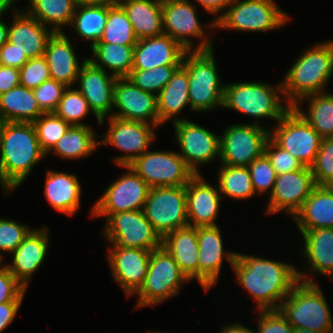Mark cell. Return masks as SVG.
<instances>
[{
  "label": "cell",
  "instance_id": "6da1fadb",
  "mask_svg": "<svg viewBox=\"0 0 333 333\" xmlns=\"http://www.w3.org/2000/svg\"><path fill=\"white\" fill-rule=\"evenodd\" d=\"M295 264L255 255L236 254L232 270L261 310H278L284 298L299 281Z\"/></svg>",
  "mask_w": 333,
  "mask_h": 333
},
{
  "label": "cell",
  "instance_id": "7a4b0ae2",
  "mask_svg": "<svg viewBox=\"0 0 333 333\" xmlns=\"http://www.w3.org/2000/svg\"><path fill=\"white\" fill-rule=\"evenodd\" d=\"M35 127L29 122H3L0 128V186L5 194L20 187L42 159Z\"/></svg>",
  "mask_w": 333,
  "mask_h": 333
},
{
  "label": "cell",
  "instance_id": "3957f363",
  "mask_svg": "<svg viewBox=\"0 0 333 333\" xmlns=\"http://www.w3.org/2000/svg\"><path fill=\"white\" fill-rule=\"evenodd\" d=\"M300 55L282 79L284 100L291 107L305 96L327 90L333 76V40L314 44Z\"/></svg>",
  "mask_w": 333,
  "mask_h": 333
},
{
  "label": "cell",
  "instance_id": "277c9868",
  "mask_svg": "<svg viewBox=\"0 0 333 333\" xmlns=\"http://www.w3.org/2000/svg\"><path fill=\"white\" fill-rule=\"evenodd\" d=\"M282 97V81L276 85L261 81L227 83L222 107L253 117L254 124L268 128L260 121L269 118L278 122L291 108L289 104H283Z\"/></svg>",
  "mask_w": 333,
  "mask_h": 333
},
{
  "label": "cell",
  "instance_id": "5b68a950",
  "mask_svg": "<svg viewBox=\"0 0 333 333\" xmlns=\"http://www.w3.org/2000/svg\"><path fill=\"white\" fill-rule=\"evenodd\" d=\"M214 48L186 51L182 66L189 77L188 98L191 111L210 112L222 108L225 84L221 83Z\"/></svg>",
  "mask_w": 333,
  "mask_h": 333
},
{
  "label": "cell",
  "instance_id": "8992f818",
  "mask_svg": "<svg viewBox=\"0 0 333 333\" xmlns=\"http://www.w3.org/2000/svg\"><path fill=\"white\" fill-rule=\"evenodd\" d=\"M327 302L319 285L299 280L279 310L293 328L333 333V317Z\"/></svg>",
  "mask_w": 333,
  "mask_h": 333
},
{
  "label": "cell",
  "instance_id": "52a82bcc",
  "mask_svg": "<svg viewBox=\"0 0 333 333\" xmlns=\"http://www.w3.org/2000/svg\"><path fill=\"white\" fill-rule=\"evenodd\" d=\"M227 8L215 22L216 29L266 33L290 20L274 0H233Z\"/></svg>",
  "mask_w": 333,
  "mask_h": 333
},
{
  "label": "cell",
  "instance_id": "ba28073f",
  "mask_svg": "<svg viewBox=\"0 0 333 333\" xmlns=\"http://www.w3.org/2000/svg\"><path fill=\"white\" fill-rule=\"evenodd\" d=\"M185 282L190 281L162 246L152 250L144 282L134 294L138 296L135 308L158 305L177 296Z\"/></svg>",
  "mask_w": 333,
  "mask_h": 333
},
{
  "label": "cell",
  "instance_id": "9c48e42d",
  "mask_svg": "<svg viewBox=\"0 0 333 333\" xmlns=\"http://www.w3.org/2000/svg\"><path fill=\"white\" fill-rule=\"evenodd\" d=\"M93 216L105 217L106 222L101 237L104 236L109 244L150 251L161 247L162 238L146 219L142 210L92 214Z\"/></svg>",
  "mask_w": 333,
  "mask_h": 333
},
{
  "label": "cell",
  "instance_id": "30bf717a",
  "mask_svg": "<svg viewBox=\"0 0 333 333\" xmlns=\"http://www.w3.org/2000/svg\"><path fill=\"white\" fill-rule=\"evenodd\" d=\"M107 119L108 131L106 130V134L102 136L99 135L101 138L99 143L104 146L112 145L120 152L126 153L113 158V163L119 167L129 166L139 156L147 152L156 140L154 129L157 127L152 124L110 116L102 119L99 125H104Z\"/></svg>",
  "mask_w": 333,
  "mask_h": 333
},
{
  "label": "cell",
  "instance_id": "8fae6325",
  "mask_svg": "<svg viewBox=\"0 0 333 333\" xmlns=\"http://www.w3.org/2000/svg\"><path fill=\"white\" fill-rule=\"evenodd\" d=\"M196 7L189 0H162L163 32L186 51L213 49V41L200 23ZM192 38H199V42L196 44Z\"/></svg>",
  "mask_w": 333,
  "mask_h": 333
},
{
  "label": "cell",
  "instance_id": "7c38bea8",
  "mask_svg": "<svg viewBox=\"0 0 333 333\" xmlns=\"http://www.w3.org/2000/svg\"><path fill=\"white\" fill-rule=\"evenodd\" d=\"M275 126L269 130L270 138L303 166L311 167L323 139L318 132L293 107Z\"/></svg>",
  "mask_w": 333,
  "mask_h": 333
},
{
  "label": "cell",
  "instance_id": "4fadbf2b",
  "mask_svg": "<svg viewBox=\"0 0 333 333\" xmlns=\"http://www.w3.org/2000/svg\"><path fill=\"white\" fill-rule=\"evenodd\" d=\"M269 130L252 121L228 125L220 134V164L247 167L264 154Z\"/></svg>",
  "mask_w": 333,
  "mask_h": 333
},
{
  "label": "cell",
  "instance_id": "5bb4252c",
  "mask_svg": "<svg viewBox=\"0 0 333 333\" xmlns=\"http://www.w3.org/2000/svg\"><path fill=\"white\" fill-rule=\"evenodd\" d=\"M142 211L161 238L188 226L185 186L150 188Z\"/></svg>",
  "mask_w": 333,
  "mask_h": 333
},
{
  "label": "cell",
  "instance_id": "9a60e30c",
  "mask_svg": "<svg viewBox=\"0 0 333 333\" xmlns=\"http://www.w3.org/2000/svg\"><path fill=\"white\" fill-rule=\"evenodd\" d=\"M150 188L186 186L195 176L178 152L151 151L129 165Z\"/></svg>",
  "mask_w": 333,
  "mask_h": 333
},
{
  "label": "cell",
  "instance_id": "2e32d148",
  "mask_svg": "<svg viewBox=\"0 0 333 333\" xmlns=\"http://www.w3.org/2000/svg\"><path fill=\"white\" fill-rule=\"evenodd\" d=\"M121 168L126 169L125 174L106 187L103 195L94 202L91 215L143 209L150 187L130 166Z\"/></svg>",
  "mask_w": 333,
  "mask_h": 333
},
{
  "label": "cell",
  "instance_id": "e0dca14e",
  "mask_svg": "<svg viewBox=\"0 0 333 333\" xmlns=\"http://www.w3.org/2000/svg\"><path fill=\"white\" fill-rule=\"evenodd\" d=\"M173 126L175 143H178L181 151L178 153L195 175L201 174L200 165L210 164L216 157L220 160L219 135L187 118L173 123Z\"/></svg>",
  "mask_w": 333,
  "mask_h": 333
},
{
  "label": "cell",
  "instance_id": "ac0fdd59",
  "mask_svg": "<svg viewBox=\"0 0 333 333\" xmlns=\"http://www.w3.org/2000/svg\"><path fill=\"white\" fill-rule=\"evenodd\" d=\"M316 186L311 167L276 175L265 213H286L292 219Z\"/></svg>",
  "mask_w": 333,
  "mask_h": 333
},
{
  "label": "cell",
  "instance_id": "d6986e66",
  "mask_svg": "<svg viewBox=\"0 0 333 333\" xmlns=\"http://www.w3.org/2000/svg\"><path fill=\"white\" fill-rule=\"evenodd\" d=\"M112 116L144 122L159 128L157 96L134 85L127 77L114 83Z\"/></svg>",
  "mask_w": 333,
  "mask_h": 333
},
{
  "label": "cell",
  "instance_id": "ffe728a7",
  "mask_svg": "<svg viewBox=\"0 0 333 333\" xmlns=\"http://www.w3.org/2000/svg\"><path fill=\"white\" fill-rule=\"evenodd\" d=\"M221 233L219 225L197 227L198 283L205 292L218 285L223 260L232 267L236 258L237 252L224 249Z\"/></svg>",
  "mask_w": 333,
  "mask_h": 333
},
{
  "label": "cell",
  "instance_id": "44dd1931",
  "mask_svg": "<svg viewBox=\"0 0 333 333\" xmlns=\"http://www.w3.org/2000/svg\"><path fill=\"white\" fill-rule=\"evenodd\" d=\"M107 256L114 281L126 297L134 295L144 282L151 251L109 244Z\"/></svg>",
  "mask_w": 333,
  "mask_h": 333
},
{
  "label": "cell",
  "instance_id": "7402d4cb",
  "mask_svg": "<svg viewBox=\"0 0 333 333\" xmlns=\"http://www.w3.org/2000/svg\"><path fill=\"white\" fill-rule=\"evenodd\" d=\"M117 77L95 67L89 60L81 66L75 84L77 90L88 102L89 108L100 123L112 116L114 83ZM79 87V88H78Z\"/></svg>",
  "mask_w": 333,
  "mask_h": 333
},
{
  "label": "cell",
  "instance_id": "603a6c76",
  "mask_svg": "<svg viewBox=\"0 0 333 333\" xmlns=\"http://www.w3.org/2000/svg\"><path fill=\"white\" fill-rule=\"evenodd\" d=\"M299 233L304 240L303 252L300 253L306 257L305 260L307 259L306 263L309 266L305 267L307 271L297 269L298 279L315 283L312 276L320 273L333 280V228L299 230Z\"/></svg>",
  "mask_w": 333,
  "mask_h": 333
},
{
  "label": "cell",
  "instance_id": "cb8c5ba5",
  "mask_svg": "<svg viewBox=\"0 0 333 333\" xmlns=\"http://www.w3.org/2000/svg\"><path fill=\"white\" fill-rule=\"evenodd\" d=\"M49 227L40 226L34 228L22 241V243L11 253L10 264L5 261V267L14 277L27 289L33 274L43 264L49 250Z\"/></svg>",
  "mask_w": 333,
  "mask_h": 333
},
{
  "label": "cell",
  "instance_id": "d4e9b609",
  "mask_svg": "<svg viewBox=\"0 0 333 333\" xmlns=\"http://www.w3.org/2000/svg\"><path fill=\"white\" fill-rule=\"evenodd\" d=\"M201 175H195L185 186L188 225L217 226L223 195L218 185L209 184Z\"/></svg>",
  "mask_w": 333,
  "mask_h": 333
},
{
  "label": "cell",
  "instance_id": "484cf974",
  "mask_svg": "<svg viewBox=\"0 0 333 333\" xmlns=\"http://www.w3.org/2000/svg\"><path fill=\"white\" fill-rule=\"evenodd\" d=\"M11 9L13 19L12 23L8 24V42L25 53L29 59L44 56L47 42L54 31L24 12V9Z\"/></svg>",
  "mask_w": 333,
  "mask_h": 333
},
{
  "label": "cell",
  "instance_id": "4316f807",
  "mask_svg": "<svg viewBox=\"0 0 333 333\" xmlns=\"http://www.w3.org/2000/svg\"><path fill=\"white\" fill-rule=\"evenodd\" d=\"M74 49L73 43L64 31L54 32L44 53L51 79L66 87L75 85L79 70L88 58L86 56L80 62Z\"/></svg>",
  "mask_w": 333,
  "mask_h": 333
},
{
  "label": "cell",
  "instance_id": "83f0119b",
  "mask_svg": "<svg viewBox=\"0 0 333 333\" xmlns=\"http://www.w3.org/2000/svg\"><path fill=\"white\" fill-rule=\"evenodd\" d=\"M186 50L169 35L142 38L134 46L132 70L181 65Z\"/></svg>",
  "mask_w": 333,
  "mask_h": 333
},
{
  "label": "cell",
  "instance_id": "f1b7e54d",
  "mask_svg": "<svg viewBox=\"0 0 333 333\" xmlns=\"http://www.w3.org/2000/svg\"><path fill=\"white\" fill-rule=\"evenodd\" d=\"M44 186V196L54 210L74 216L80 209L82 187L73 173L47 170Z\"/></svg>",
  "mask_w": 333,
  "mask_h": 333
},
{
  "label": "cell",
  "instance_id": "f546056e",
  "mask_svg": "<svg viewBox=\"0 0 333 333\" xmlns=\"http://www.w3.org/2000/svg\"><path fill=\"white\" fill-rule=\"evenodd\" d=\"M161 246L174 258L189 281L198 282L197 227L185 226L162 237Z\"/></svg>",
  "mask_w": 333,
  "mask_h": 333
},
{
  "label": "cell",
  "instance_id": "4dcf8cb0",
  "mask_svg": "<svg viewBox=\"0 0 333 333\" xmlns=\"http://www.w3.org/2000/svg\"><path fill=\"white\" fill-rule=\"evenodd\" d=\"M292 220L298 230L333 228V186L317 185Z\"/></svg>",
  "mask_w": 333,
  "mask_h": 333
},
{
  "label": "cell",
  "instance_id": "1f68e13d",
  "mask_svg": "<svg viewBox=\"0 0 333 333\" xmlns=\"http://www.w3.org/2000/svg\"><path fill=\"white\" fill-rule=\"evenodd\" d=\"M188 84L187 70L180 65L157 95L158 117L161 126L168 121L175 123L179 120H184V118L176 116H179L184 108L190 105Z\"/></svg>",
  "mask_w": 333,
  "mask_h": 333
},
{
  "label": "cell",
  "instance_id": "d6a6232c",
  "mask_svg": "<svg viewBox=\"0 0 333 333\" xmlns=\"http://www.w3.org/2000/svg\"><path fill=\"white\" fill-rule=\"evenodd\" d=\"M121 6L138 40L164 34L162 0H125Z\"/></svg>",
  "mask_w": 333,
  "mask_h": 333
},
{
  "label": "cell",
  "instance_id": "836d02e7",
  "mask_svg": "<svg viewBox=\"0 0 333 333\" xmlns=\"http://www.w3.org/2000/svg\"><path fill=\"white\" fill-rule=\"evenodd\" d=\"M42 114L32 89L19 84L0 95V117L3 122L33 123Z\"/></svg>",
  "mask_w": 333,
  "mask_h": 333
},
{
  "label": "cell",
  "instance_id": "e575fe53",
  "mask_svg": "<svg viewBox=\"0 0 333 333\" xmlns=\"http://www.w3.org/2000/svg\"><path fill=\"white\" fill-rule=\"evenodd\" d=\"M97 138H100L99 135L97 136L90 125H72L49 153L61 157L65 161L67 159L80 160L95 152L100 145Z\"/></svg>",
  "mask_w": 333,
  "mask_h": 333
},
{
  "label": "cell",
  "instance_id": "d590c367",
  "mask_svg": "<svg viewBox=\"0 0 333 333\" xmlns=\"http://www.w3.org/2000/svg\"><path fill=\"white\" fill-rule=\"evenodd\" d=\"M135 45H122L114 43H96L92 48L89 60L95 67L101 68L117 78L129 75L133 68V55Z\"/></svg>",
  "mask_w": 333,
  "mask_h": 333
},
{
  "label": "cell",
  "instance_id": "8d00e7d4",
  "mask_svg": "<svg viewBox=\"0 0 333 333\" xmlns=\"http://www.w3.org/2000/svg\"><path fill=\"white\" fill-rule=\"evenodd\" d=\"M28 2L29 6L27 5V10L24 11L54 32H63L65 26H70L77 6L76 0H28Z\"/></svg>",
  "mask_w": 333,
  "mask_h": 333
},
{
  "label": "cell",
  "instance_id": "74e56055",
  "mask_svg": "<svg viewBox=\"0 0 333 333\" xmlns=\"http://www.w3.org/2000/svg\"><path fill=\"white\" fill-rule=\"evenodd\" d=\"M305 100L308 102L307 111L300 109ZM293 108L322 138L333 137V93L310 94L300 99Z\"/></svg>",
  "mask_w": 333,
  "mask_h": 333
},
{
  "label": "cell",
  "instance_id": "f35d334b",
  "mask_svg": "<svg viewBox=\"0 0 333 333\" xmlns=\"http://www.w3.org/2000/svg\"><path fill=\"white\" fill-rule=\"evenodd\" d=\"M108 18V5L77 4L70 28L77 36L90 43V49L99 42Z\"/></svg>",
  "mask_w": 333,
  "mask_h": 333
},
{
  "label": "cell",
  "instance_id": "ab89813d",
  "mask_svg": "<svg viewBox=\"0 0 333 333\" xmlns=\"http://www.w3.org/2000/svg\"><path fill=\"white\" fill-rule=\"evenodd\" d=\"M221 195L231 200H245L255 194L248 167L221 165L217 175Z\"/></svg>",
  "mask_w": 333,
  "mask_h": 333
},
{
  "label": "cell",
  "instance_id": "60d3db41",
  "mask_svg": "<svg viewBox=\"0 0 333 333\" xmlns=\"http://www.w3.org/2000/svg\"><path fill=\"white\" fill-rule=\"evenodd\" d=\"M137 37L121 5H108V18L103 35L97 43L136 45Z\"/></svg>",
  "mask_w": 333,
  "mask_h": 333
},
{
  "label": "cell",
  "instance_id": "b9f144b4",
  "mask_svg": "<svg viewBox=\"0 0 333 333\" xmlns=\"http://www.w3.org/2000/svg\"><path fill=\"white\" fill-rule=\"evenodd\" d=\"M73 88L67 87L64 90L62 98L53 113L71 126H86L87 124L81 121L92 111L83 95L76 88Z\"/></svg>",
  "mask_w": 333,
  "mask_h": 333
},
{
  "label": "cell",
  "instance_id": "7bdbcfd3",
  "mask_svg": "<svg viewBox=\"0 0 333 333\" xmlns=\"http://www.w3.org/2000/svg\"><path fill=\"white\" fill-rule=\"evenodd\" d=\"M42 151L49 155L58 140L70 128V124L54 113H43L33 122Z\"/></svg>",
  "mask_w": 333,
  "mask_h": 333
},
{
  "label": "cell",
  "instance_id": "ee69618b",
  "mask_svg": "<svg viewBox=\"0 0 333 333\" xmlns=\"http://www.w3.org/2000/svg\"><path fill=\"white\" fill-rule=\"evenodd\" d=\"M180 65H164L147 70H132L127 78L138 88L158 95Z\"/></svg>",
  "mask_w": 333,
  "mask_h": 333
},
{
  "label": "cell",
  "instance_id": "f6af8a7d",
  "mask_svg": "<svg viewBox=\"0 0 333 333\" xmlns=\"http://www.w3.org/2000/svg\"><path fill=\"white\" fill-rule=\"evenodd\" d=\"M250 171L252 185L257 195L271 194L276 180V172L269 158L263 154L253 160L248 166Z\"/></svg>",
  "mask_w": 333,
  "mask_h": 333
},
{
  "label": "cell",
  "instance_id": "bcb514c9",
  "mask_svg": "<svg viewBox=\"0 0 333 333\" xmlns=\"http://www.w3.org/2000/svg\"><path fill=\"white\" fill-rule=\"evenodd\" d=\"M311 170L319 186H333V137L323 138Z\"/></svg>",
  "mask_w": 333,
  "mask_h": 333
},
{
  "label": "cell",
  "instance_id": "7dc6e473",
  "mask_svg": "<svg viewBox=\"0 0 333 333\" xmlns=\"http://www.w3.org/2000/svg\"><path fill=\"white\" fill-rule=\"evenodd\" d=\"M34 228L16 220L0 218V255L11 254Z\"/></svg>",
  "mask_w": 333,
  "mask_h": 333
},
{
  "label": "cell",
  "instance_id": "c3c4849f",
  "mask_svg": "<svg viewBox=\"0 0 333 333\" xmlns=\"http://www.w3.org/2000/svg\"><path fill=\"white\" fill-rule=\"evenodd\" d=\"M20 85L36 89L43 82L50 80V72L44 56L29 59L19 69Z\"/></svg>",
  "mask_w": 333,
  "mask_h": 333
},
{
  "label": "cell",
  "instance_id": "681fc988",
  "mask_svg": "<svg viewBox=\"0 0 333 333\" xmlns=\"http://www.w3.org/2000/svg\"><path fill=\"white\" fill-rule=\"evenodd\" d=\"M67 87L54 79L43 82L33 90L34 96L43 113H53Z\"/></svg>",
  "mask_w": 333,
  "mask_h": 333
},
{
  "label": "cell",
  "instance_id": "f907efd6",
  "mask_svg": "<svg viewBox=\"0 0 333 333\" xmlns=\"http://www.w3.org/2000/svg\"><path fill=\"white\" fill-rule=\"evenodd\" d=\"M264 154L269 158L277 175L304 167L298 159L279 147L271 138L266 143Z\"/></svg>",
  "mask_w": 333,
  "mask_h": 333
},
{
  "label": "cell",
  "instance_id": "816d5d0a",
  "mask_svg": "<svg viewBox=\"0 0 333 333\" xmlns=\"http://www.w3.org/2000/svg\"><path fill=\"white\" fill-rule=\"evenodd\" d=\"M257 330L253 333H293V327L288 323L286 317L280 310H261Z\"/></svg>",
  "mask_w": 333,
  "mask_h": 333
},
{
  "label": "cell",
  "instance_id": "f5cc1de1",
  "mask_svg": "<svg viewBox=\"0 0 333 333\" xmlns=\"http://www.w3.org/2000/svg\"><path fill=\"white\" fill-rule=\"evenodd\" d=\"M26 290L6 267L0 270V304L23 302Z\"/></svg>",
  "mask_w": 333,
  "mask_h": 333
},
{
  "label": "cell",
  "instance_id": "db71d44e",
  "mask_svg": "<svg viewBox=\"0 0 333 333\" xmlns=\"http://www.w3.org/2000/svg\"><path fill=\"white\" fill-rule=\"evenodd\" d=\"M28 60L25 53L19 51L15 45L8 41L0 48V65L2 66L20 69Z\"/></svg>",
  "mask_w": 333,
  "mask_h": 333
},
{
  "label": "cell",
  "instance_id": "11a10c76",
  "mask_svg": "<svg viewBox=\"0 0 333 333\" xmlns=\"http://www.w3.org/2000/svg\"><path fill=\"white\" fill-rule=\"evenodd\" d=\"M195 1H197V4H200V6L207 11V13L213 14V16L215 15V18L211 20V22H207V26L210 27L209 29L213 30V33H215V22L233 0H194V2Z\"/></svg>",
  "mask_w": 333,
  "mask_h": 333
},
{
  "label": "cell",
  "instance_id": "9f6ffc18",
  "mask_svg": "<svg viewBox=\"0 0 333 333\" xmlns=\"http://www.w3.org/2000/svg\"><path fill=\"white\" fill-rule=\"evenodd\" d=\"M20 84L19 69L0 65V95Z\"/></svg>",
  "mask_w": 333,
  "mask_h": 333
},
{
  "label": "cell",
  "instance_id": "6f0895ef",
  "mask_svg": "<svg viewBox=\"0 0 333 333\" xmlns=\"http://www.w3.org/2000/svg\"><path fill=\"white\" fill-rule=\"evenodd\" d=\"M22 302H5L0 304V333L15 319Z\"/></svg>",
  "mask_w": 333,
  "mask_h": 333
},
{
  "label": "cell",
  "instance_id": "680465c9",
  "mask_svg": "<svg viewBox=\"0 0 333 333\" xmlns=\"http://www.w3.org/2000/svg\"><path fill=\"white\" fill-rule=\"evenodd\" d=\"M125 0H76L77 4L84 5H121Z\"/></svg>",
  "mask_w": 333,
  "mask_h": 333
},
{
  "label": "cell",
  "instance_id": "91938a15",
  "mask_svg": "<svg viewBox=\"0 0 333 333\" xmlns=\"http://www.w3.org/2000/svg\"><path fill=\"white\" fill-rule=\"evenodd\" d=\"M219 333H244V325L239 321L232 322V324H226Z\"/></svg>",
  "mask_w": 333,
  "mask_h": 333
},
{
  "label": "cell",
  "instance_id": "94428289",
  "mask_svg": "<svg viewBox=\"0 0 333 333\" xmlns=\"http://www.w3.org/2000/svg\"><path fill=\"white\" fill-rule=\"evenodd\" d=\"M0 17V48L8 41V24Z\"/></svg>",
  "mask_w": 333,
  "mask_h": 333
},
{
  "label": "cell",
  "instance_id": "6125c7cd",
  "mask_svg": "<svg viewBox=\"0 0 333 333\" xmlns=\"http://www.w3.org/2000/svg\"><path fill=\"white\" fill-rule=\"evenodd\" d=\"M9 9H11V7L4 0H0V17H3L2 15Z\"/></svg>",
  "mask_w": 333,
  "mask_h": 333
},
{
  "label": "cell",
  "instance_id": "be15d7a7",
  "mask_svg": "<svg viewBox=\"0 0 333 333\" xmlns=\"http://www.w3.org/2000/svg\"><path fill=\"white\" fill-rule=\"evenodd\" d=\"M293 333H320L305 328H294Z\"/></svg>",
  "mask_w": 333,
  "mask_h": 333
},
{
  "label": "cell",
  "instance_id": "e7e4bbea",
  "mask_svg": "<svg viewBox=\"0 0 333 333\" xmlns=\"http://www.w3.org/2000/svg\"><path fill=\"white\" fill-rule=\"evenodd\" d=\"M4 1L12 8V7H15L14 2L19 1V0H4Z\"/></svg>",
  "mask_w": 333,
  "mask_h": 333
},
{
  "label": "cell",
  "instance_id": "03108f58",
  "mask_svg": "<svg viewBox=\"0 0 333 333\" xmlns=\"http://www.w3.org/2000/svg\"><path fill=\"white\" fill-rule=\"evenodd\" d=\"M4 257L0 255V270L5 267V260L3 261Z\"/></svg>",
  "mask_w": 333,
  "mask_h": 333
},
{
  "label": "cell",
  "instance_id": "003e7915",
  "mask_svg": "<svg viewBox=\"0 0 333 333\" xmlns=\"http://www.w3.org/2000/svg\"><path fill=\"white\" fill-rule=\"evenodd\" d=\"M244 333H253V329H251L250 327L244 326Z\"/></svg>",
  "mask_w": 333,
  "mask_h": 333
},
{
  "label": "cell",
  "instance_id": "a7ac6f4b",
  "mask_svg": "<svg viewBox=\"0 0 333 333\" xmlns=\"http://www.w3.org/2000/svg\"><path fill=\"white\" fill-rule=\"evenodd\" d=\"M148 333H168V332H162V331H156V332H155V331H152V332H151V331H150V332H148ZM169 333H170V332H169ZM175 333H176V332H175Z\"/></svg>",
  "mask_w": 333,
  "mask_h": 333
},
{
  "label": "cell",
  "instance_id": "89a4df30",
  "mask_svg": "<svg viewBox=\"0 0 333 333\" xmlns=\"http://www.w3.org/2000/svg\"><path fill=\"white\" fill-rule=\"evenodd\" d=\"M2 123H3V121H2V119H1V117H0V128H1Z\"/></svg>",
  "mask_w": 333,
  "mask_h": 333
}]
</instances>
